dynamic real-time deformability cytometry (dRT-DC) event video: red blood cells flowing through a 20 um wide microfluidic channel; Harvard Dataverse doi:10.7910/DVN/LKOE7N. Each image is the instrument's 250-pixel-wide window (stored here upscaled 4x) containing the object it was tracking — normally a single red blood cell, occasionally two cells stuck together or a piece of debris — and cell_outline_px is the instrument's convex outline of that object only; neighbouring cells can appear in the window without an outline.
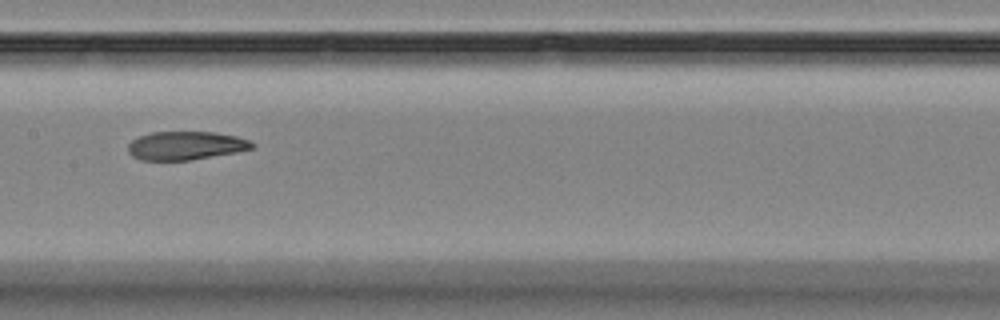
{"species": "Egyptian fruit bat (a non-hibernating species)", "species_latin": "Rousettus aegyptiacus", "temperature_condition": "room temperature", "stored_images_in_passage": 8, "camera_frame_rate_fps": 3000, "um_per_image_px": 0.085, "animal": {"sex": "female"}, "frame": {"image": 1, "passage_image": 5, "time_ms": 4.667, "image_size_px": [1000, 320], "cell_outline_px": [[256, 144], [252, 148], [236, 152], [192, 160], [140, 160], [132, 156], [128, 152], [128, 144], [132, 140], [140, 136], [152, 132], [212, 132], [236, 136], [248, 140]], "centroid_in_image_um": [15.77, 12.38], "position_along_channel_um": 191.6, "area_um2": 20.52}}
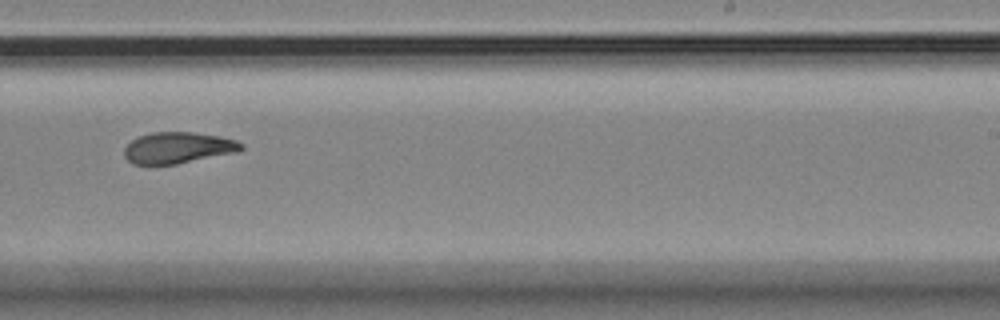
{"frame": {"image": 2, "passage_image": 7, "time_ms": 7.0, "image_size_px": [1000, 320], "cell_outline_px": [[244, 148], [236, 152], [176, 164], [132, 164], [124, 156], [124, 148], [136, 136], [152, 132], [192, 132], [220, 136], [236, 140], [244, 144]], "centroid_in_image_um": [15.11, 12.55], "position_along_channel_um": 273.9, "area_um2": 21.33}}
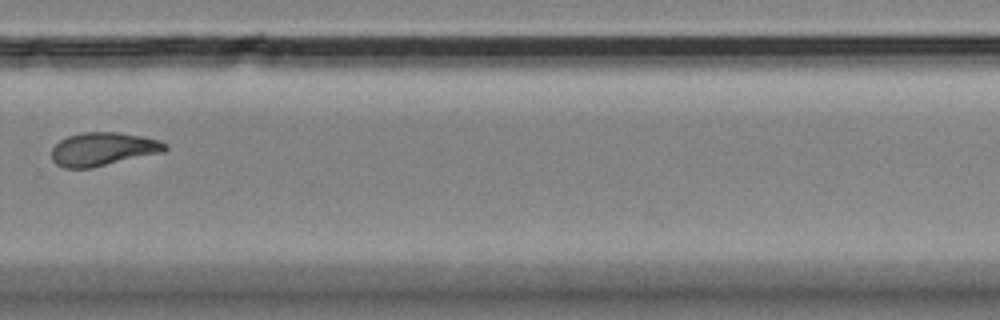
{"frame": {"image": 3, "passage_image": 8, "time_ms": 8.333, "image_size_px": [1000, 320], "cell_outline_px": [[168, 148], [164, 152], [92, 168], [64, 168], [56, 164], [52, 160], [52, 148], [60, 140], [68, 136], [80, 132], [120, 132], [144, 136], [160, 140], [168, 144]], "centroid_in_image_um": [8.79, 12.67], "position_along_channel_um": 321.0, "area_um2": 22.37}}